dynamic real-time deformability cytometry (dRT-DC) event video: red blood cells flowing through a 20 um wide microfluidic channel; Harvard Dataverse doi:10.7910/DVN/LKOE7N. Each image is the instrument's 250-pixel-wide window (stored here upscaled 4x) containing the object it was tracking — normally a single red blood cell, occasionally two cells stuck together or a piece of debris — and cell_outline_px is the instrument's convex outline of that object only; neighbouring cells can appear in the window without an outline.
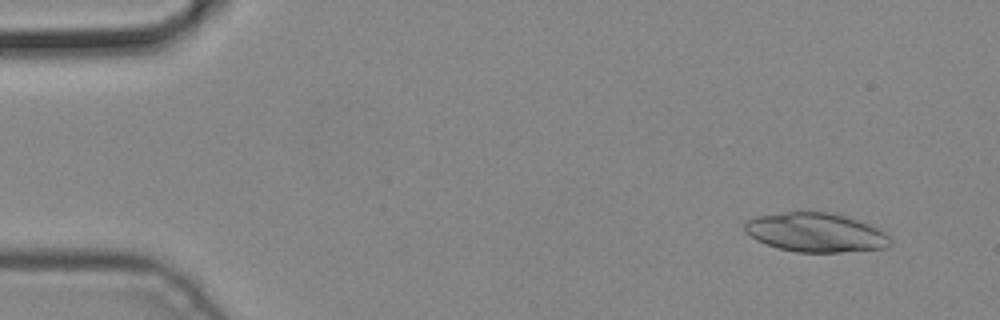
{"species": "common noctule bat (a hibernating species)", "species_latin": "Nyctalus noctula", "temperature_condition": "cold", "stored_images_in_passage": 4, "camera_frame_rate_fps": 3000, "um_per_image_px": 0.085, "animal": {"sex": "male", "body_mass_g": 19.2, "forearm_length_mm": 51.8}, "frame": {"image": 1, "passage_image": 1, "time_ms": 0.0, "image_size_px": [1000, 320], "cell_outline_px": [[892, 240], [884, 248], [840, 252], [796, 252], [776, 248], [756, 240], [744, 228], [744, 220], [756, 216], [788, 212], [828, 212], [844, 216], [868, 224], [884, 232]], "centroid_in_image_um": [69.29, 19.76], "position_along_channel_um": 15.7, "area_um2": 32.83}}